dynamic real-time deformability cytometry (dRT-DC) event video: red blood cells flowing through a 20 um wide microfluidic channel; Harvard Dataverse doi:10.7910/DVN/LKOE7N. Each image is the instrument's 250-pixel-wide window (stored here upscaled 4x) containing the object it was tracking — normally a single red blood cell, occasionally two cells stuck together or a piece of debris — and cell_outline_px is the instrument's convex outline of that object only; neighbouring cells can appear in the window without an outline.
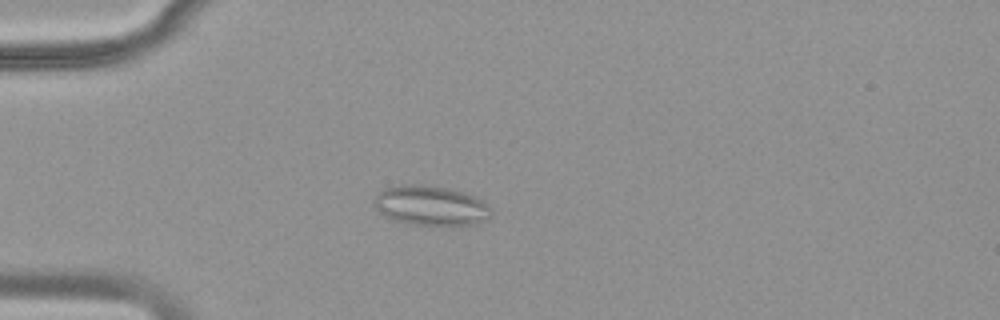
{"species": "common noctule bat (a hibernating species)", "species_latin": "Nyctalus noctula", "temperature_condition": "warm", "stored_images_in_passage": 52, "camera_frame_rate_fps": 3000, "um_per_image_px": 0.085, "animal": {"sex": "female", "body_mass_g": 18.4}, "frame": {"image": 1, "passage_image": 15, "time_ms": 4.667, "image_size_px": [1000, 320], "cell_outline_px": [[492, 216], [488, 220], [476, 224], [412, 224], [396, 220], [380, 212], [372, 204], [372, 200], [384, 188], [404, 184], [420, 184], [448, 188], [464, 192], [476, 196], [488, 204], [492, 208]], "centroid_in_image_um": [36.66, 17.45], "position_along_channel_um": 48.3, "area_um2": 27.11}}
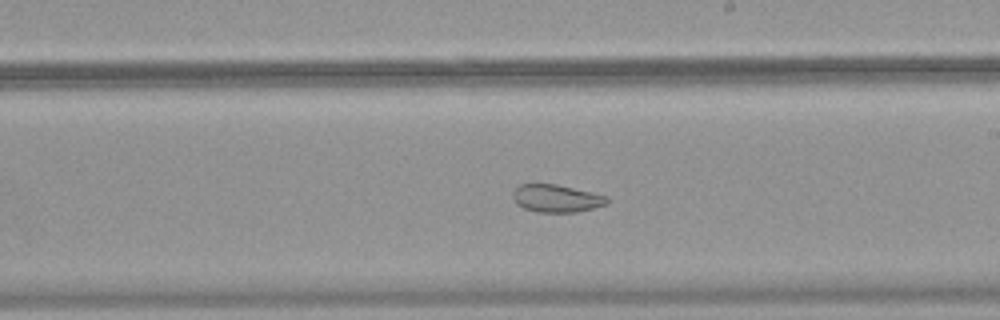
{"frame": {"image": 2, "passage_image": 31, "time_ms": 10.0, "image_size_px": [1000, 320], "cell_outline_px": [[608, 204], [576, 212], [536, 212], [524, 208], [516, 204], [512, 196], [512, 192], [520, 184], [556, 184], [608, 196]], "centroid_in_image_um": [47.28, 16.86], "position_along_channel_um": 241.7, "area_um2": 15.14}}
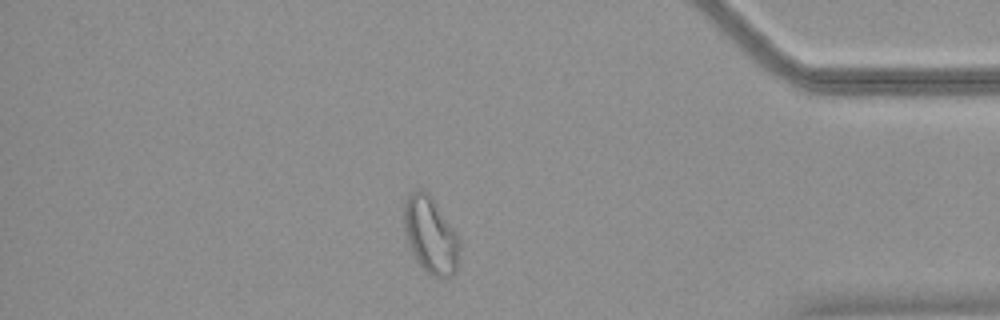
{"frame": {"image": 3, "passage_image": 45, "time_ms": 14.667, "image_size_px": [1000, 320], "cell_outline_px": [[460, 248], [456, 268], [452, 276], [432, 276], [424, 272], [416, 260], [412, 252], [404, 232], [404, 200], [412, 192], [420, 188], [428, 192], [432, 196], [456, 232], [460, 240]], "centroid_in_image_um": [36.59, 19.97], "position_along_channel_um": 398.6, "area_um2": 24.97}}